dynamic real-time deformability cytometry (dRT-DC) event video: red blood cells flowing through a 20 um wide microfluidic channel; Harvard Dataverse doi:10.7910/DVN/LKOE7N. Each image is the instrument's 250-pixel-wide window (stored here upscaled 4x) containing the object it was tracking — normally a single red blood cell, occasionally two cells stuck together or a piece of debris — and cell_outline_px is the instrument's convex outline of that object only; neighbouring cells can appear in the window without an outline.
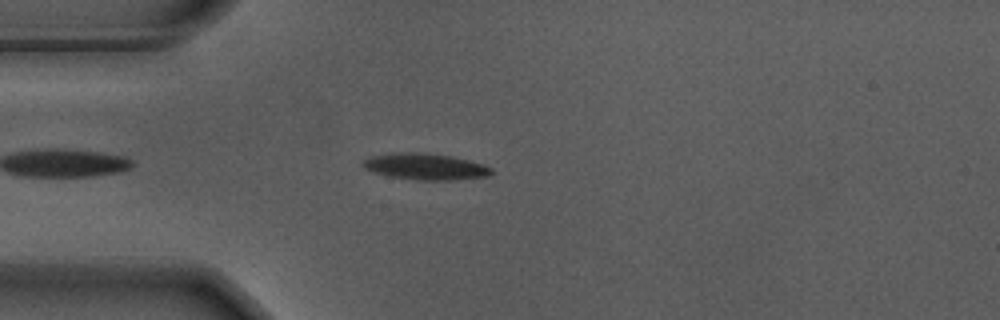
{"species": "Egyptian fruit bat (a non-hibernating species)", "species_latin": "Rousettus aegyptiacus", "temperature_condition": "warm", "stored_images_in_passage": 46, "camera_frame_rate_fps": 3000, "um_per_image_px": 0.085, "animal": {"sex": "male"}, "frame": {"image": 1, "passage_image": 5, "time_ms": 1.333, "image_size_px": [1000, 320], "cell_outline_px": [[492, 172], [488, 176], [452, 180], [416, 180], [388, 176], [372, 172], [364, 168], [360, 164], [364, 160], [372, 156], [400, 152], [416, 152], [448, 156], [468, 160], [484, 164], [492, 168]], "centroid_in_image_um": [36.13, 14.17], "position_along_channel_um": 48.9, "area_um2": 19.59}}
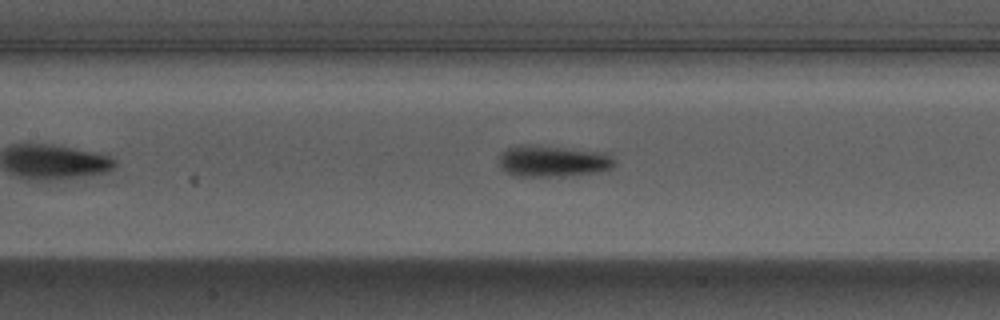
{"frame": {"image": 2, "passage_image": 15, "time_ms": 4.667, "image_size_px": [1000, 320], "cell_outline_px": [[616, 164], [612, 168], [600, 172], [564, 176], [512, 176], [504, 172], [500, 164], [500, 152], [508, 148], [520, 144], [524, 144], [604, 152], [616, 160]], "centroid_in_image_um": [46.99, 13.7], "position_along_channel_um": 160.4, "area_um2": 21.27}}
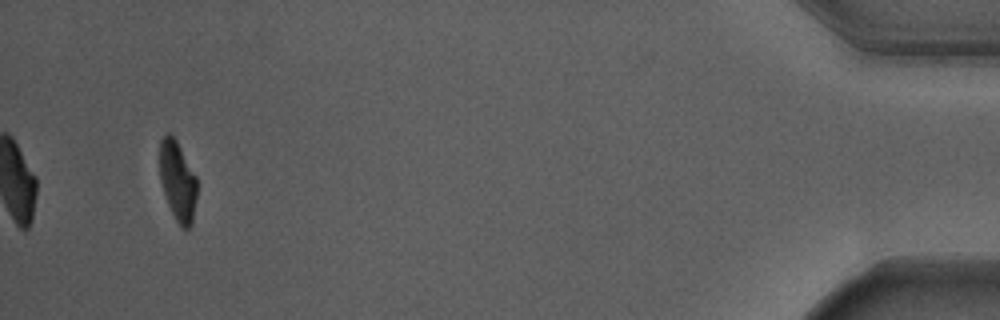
{"frame": {"image": 3, "passage_image": 43, "time_ms": 14.0, "image_size_px": [1000, 320], "cell_outline_px": [[196, 196], [192, 224], [188, 228], [184, 228], [176, 220], [168, 204], [160, 180], [160, 140], [168, 132], [176, 140], [196, 176]], "centroid_in_image_um": [15.09, 15.37], "position_along_channel_um": 420.1, "area_um2": 16.94}, "authors_computed_cell_mechanics": {"area_um2": 19.652, "velocity_mm_per_s": 3.6857, "shape_relaxation_time_tau1_ms": 2.5566, "shape_relaxation_time_tau2_ms": null, "deformation_change_tau1": 0.1795, "deformation_change_tau2": null}}